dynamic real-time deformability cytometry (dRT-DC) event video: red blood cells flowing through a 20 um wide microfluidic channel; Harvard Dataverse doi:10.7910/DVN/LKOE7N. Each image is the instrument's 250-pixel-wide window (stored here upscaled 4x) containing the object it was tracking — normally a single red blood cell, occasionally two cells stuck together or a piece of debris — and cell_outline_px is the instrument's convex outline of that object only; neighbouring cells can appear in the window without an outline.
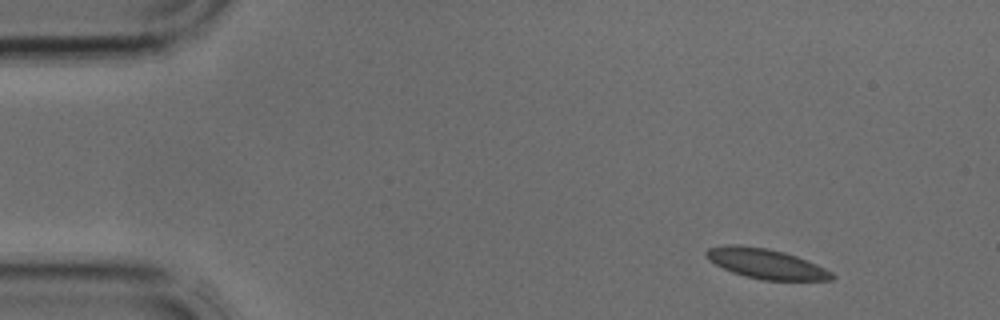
{"species": "common noctule bat (a hibernating species)", "species_latin": "Nyctalus noctula", "temperature_condition": "cold", "stored_images_in_passage": 3, "camera_frame_rate_fps": 3000, "um_per_image_px": 0.085, "animal": {"sex": "male", "body_mass_g": 17.9, "forearm_length_mm": 54.2}, "frame": {"image": 1, "passage_image": 1, "time_ms": 0.0, "image_size_px": [1000, 320], "cell_outline_px": [[836, 276], [832, 280], [764, 280], [744, 276], [732, 272], [708, 260], [704, 256], [704, 252], [708, 248], [728, 244], [736, 244], [768, 248], [784, 252], [796, 256], [816, 264], [832, 272]], "centroid_in_image_um": [65.08, 22.4], "position_along_channel_um": 19.9, "area_um2": 21.96}}
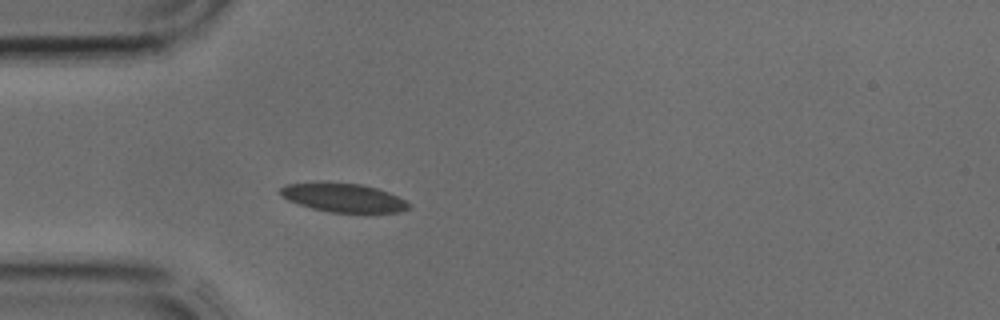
{"frame": {"image": 2, "passage_image": 3, "time_ms": 0.667, "image_size_px": [1000, 320], "cell_outline_px": [[412, 208], [400, 212], [328, 212], [312, 208], [288, 200], [280, 196], [280, 188], [288, 184], [360, 184], [376, 188], [388, 192], [412, 204]], "centroid_in_image_um": [29.25, 16.84], "position_along_channel_um": 55.8, "area_um2": 20.81}}